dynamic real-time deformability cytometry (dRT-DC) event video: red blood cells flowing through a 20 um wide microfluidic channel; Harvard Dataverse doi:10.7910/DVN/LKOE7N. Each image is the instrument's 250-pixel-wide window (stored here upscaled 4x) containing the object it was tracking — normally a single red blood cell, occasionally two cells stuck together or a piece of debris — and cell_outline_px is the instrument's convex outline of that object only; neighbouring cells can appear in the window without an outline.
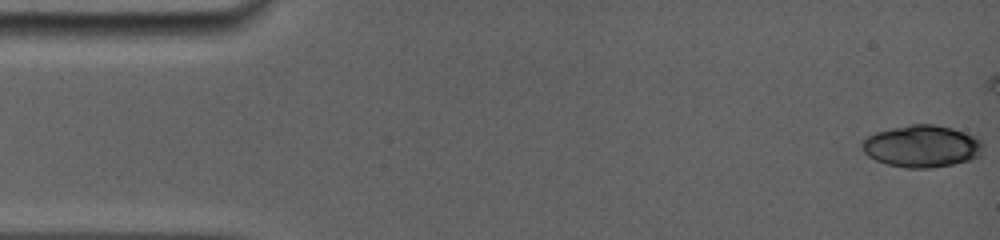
{"species": "common noctule bat (a hibernating species)", "species_latin": "Nyctalus noctula", "temperature_condition": "room temperature", "stored_images_in_passage": 6, "camera_frame_rate_fps": 5000, "um_per_image_px": 0.085, "animal": {"sex": "female", "body_mass_g": 19.0, "forearm_length_mm": 56.7}, "frame": {"image": 1, "passage_image": 1, "time_ms": 0.0, "image_size_px": [1000, 240], "cell_outline_px": [[984, 144], [980, 156], [968, 160], [952, 164], [932, 168], [904, 168], [888, 164], [876, 160], [868, 156], [860, 148], [860, 144], [868, 136], [876, 132], [908, 124], [932, 124], [952, 128], [976, 136]], "centroid_in_image_um": [78.35, 12.43], "position_along_channel_um": 6.6, "area_um2": 29.77}}
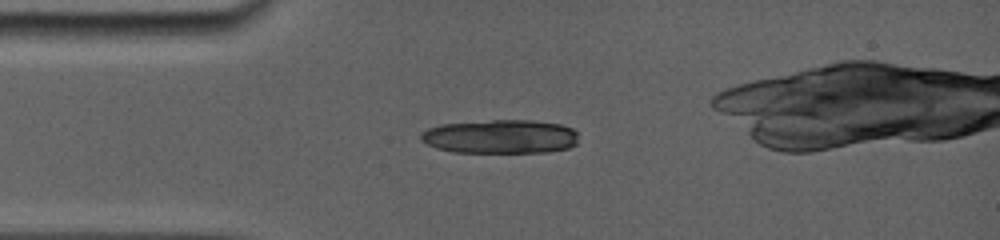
{"frame": {"image": 2, "passage_image": 6, "time_ms": 3.8, "image_size_px": [1000, 240], "cell_outline_px": [[576, 144], [568, 148], [548, 152], [452, 152], [436, 148], [420, 140], [420, 132], [428, 128], [440, 124], [492, 120], [532, 120], [560, 124], [572, 128], [576, 132]], "centroid_in_image_um": [42.5, 11.61], "position_along_channel_um": 42.5, "area_um2": 31.21}}